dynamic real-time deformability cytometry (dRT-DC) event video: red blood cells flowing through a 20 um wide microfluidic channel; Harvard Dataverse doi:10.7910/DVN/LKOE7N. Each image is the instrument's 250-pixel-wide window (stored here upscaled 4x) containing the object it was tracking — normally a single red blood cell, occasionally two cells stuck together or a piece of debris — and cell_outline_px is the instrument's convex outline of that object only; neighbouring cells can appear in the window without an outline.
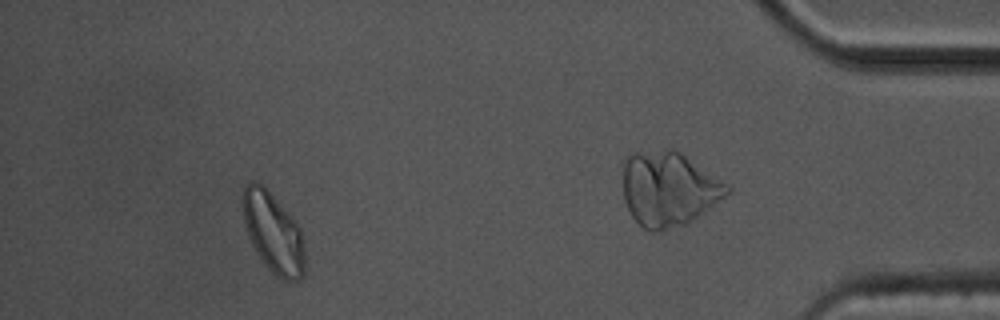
{"species": "common noctule bat (a hibernating species)", "species_latin": "Nyctalus noctula", "temperature_condition": "cold", "stored_images_in_passage": 43, "camera_frame_rate_fps": 3000, "um_per_image_px": 0.085, "animal": {"sex": "male", "body_mass_g": 17.5, "forearm_length_mm": 52.3}, "frame": {"image": 1, "passage_image": 37, "time_ms": 12.0, "image_size_px": [1000, 320], "cell_outline_px": [[304, 276], [296, 280], [284, 280], [276, 276], [268, 268], [256, 252], [248, 236], [244, 224], [240, 204], [240, 196], [244, 188], [252, 180], [264, 184], [300, 228], [304, 252]], "centroid_in_image_um": [23.17, 19.73], "position_along_channel_um": 412.0, "area_um2": 29.13}}